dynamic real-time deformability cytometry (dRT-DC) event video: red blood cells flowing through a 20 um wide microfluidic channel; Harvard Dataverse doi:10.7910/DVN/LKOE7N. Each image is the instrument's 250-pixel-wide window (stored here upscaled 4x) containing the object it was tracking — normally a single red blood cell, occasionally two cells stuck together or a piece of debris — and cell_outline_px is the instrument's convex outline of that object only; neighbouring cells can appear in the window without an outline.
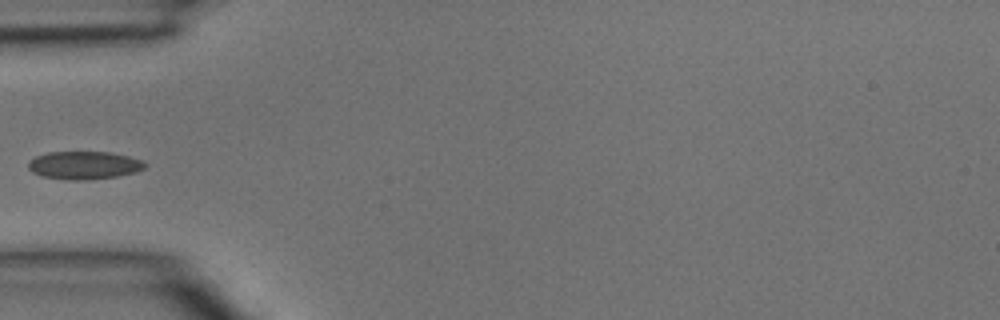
{"species": "common noctule bat (a hibernating species)", "species_latin": "Nyctalus noctula", "temperature_condition": "room temperature", "stored_images_in_passage": 3, "camera_frame_rate_fps": 3000, "um_per_image_px": 0.085, "animal": {"sex": "male", "body_mass_g": 15.6}, "frame": {"image": 1, "passage_image": 3, "time_ms": 0.667, "image_size_px": [1000, 320], "cell_outline_px": [[148, 164], [144, 168], [136, 172], [116, 176], [84, 180], [68, 180], [40, 176], [32, 172], [28, 168], [28, 160], [36, 156], [48, 152], [108, 152], [128, 156], [144, 160]], "centroid_in_image_um": [7.14, 14.04], "position_along_channel_um": 77.9, "area_um2": 19.13}}